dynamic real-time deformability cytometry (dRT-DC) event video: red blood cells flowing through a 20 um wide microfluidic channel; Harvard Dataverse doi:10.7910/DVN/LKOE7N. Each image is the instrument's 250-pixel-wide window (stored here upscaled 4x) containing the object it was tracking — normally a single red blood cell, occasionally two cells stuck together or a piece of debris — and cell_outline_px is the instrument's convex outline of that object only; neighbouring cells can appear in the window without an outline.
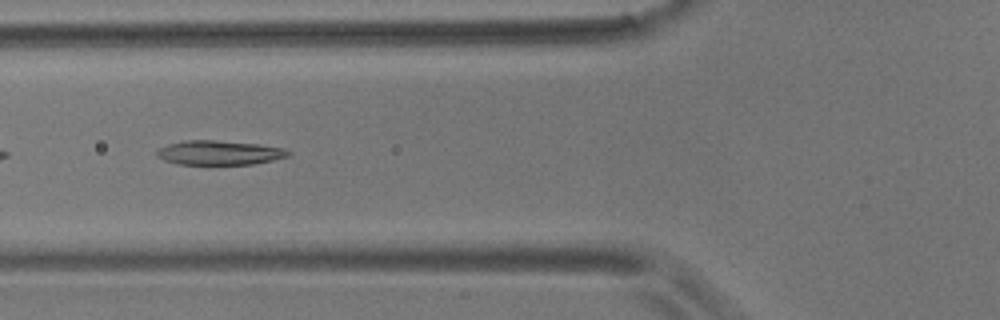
{"species": "common noctule bat (a hibernating species)", "species_latin": "Nyctalus noctula", "temperature_condition": "room temperature", "stored_images_in_passage": 13, "camera_frame_rate_fps": 3000, "um_per_image_px": 0.085, "animal": {"sex": "male", "body_mass_g": 17.9}, "frame": {"image": 1, "passage_image": 4, "time_ms": 3.333, "image_size_px": [1000, 320], "cell_outline_px": [[292, 156], [252, 164], [180, 164], [164, 160], [156, 156], [156, 152], [160, 148], [168, 144], [184, 140], [216, 140], [260, 144], [284, 148], [292, 152]], "centroid_in_image_um": [18.68, 12.97], "position_along_channel_um": 107.1, "area_um2": 18.73}}
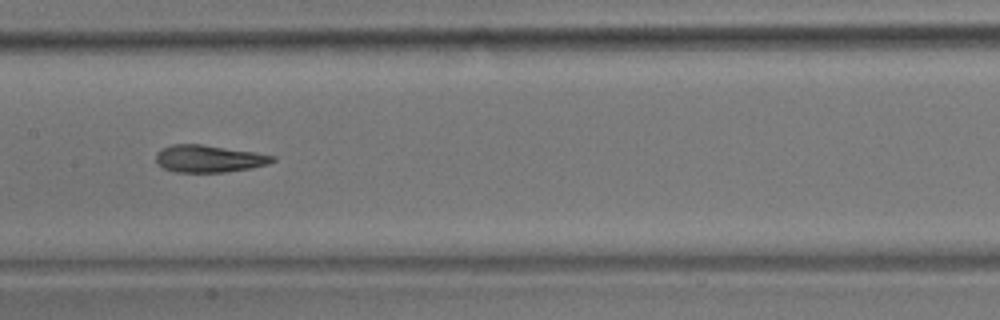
{"frame": {"image": 2, "passage_image": 6, "time_ms": 5.667, "image_size_px": [1000, 320], "cell_outline_px": [[276, 160], [268, 164], [252, 168], [224, 172], [176, 172], [164, 168], [156, 164], [156, 152], [160, 148], [172, 144], [200, 144], [256, 152], [276, 156]], "centroid_in_image_um": [17.74, 13.48], "position_along_channel_um": 189.7, "area_um2": 18.67}}
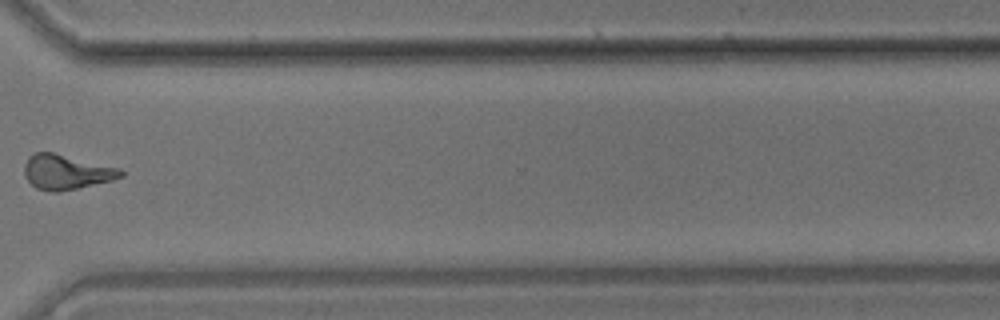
{"frame": {"image": 3, "passage_image": 10, "time_ms": 10.667, "image_size_px": [1000, 320], "cell_outline_px": [[124, 176], [112, 180], [76, 188], [56, 192], [52, 192], [36, 188], [24, 176], [24, 164], [28, 156], [36, 152], [52, 152], [120, 168], [124, 172]], "centroid_in_image_um": [5.62, 14.61], "position_along_channel_um": 365.0, "area_um2": 19.42}, "authors_computed_cell_mechanics": {"area_um2": 18.6694, "velocity_mm_per_s": 3.507, "shape_relaxation_time_tau1_ms": 4.0546, "shape_relaxation_time_tau2_ms": null, "deformation_change_tau1": 0.1542, "deformation_change_tau2": null}}